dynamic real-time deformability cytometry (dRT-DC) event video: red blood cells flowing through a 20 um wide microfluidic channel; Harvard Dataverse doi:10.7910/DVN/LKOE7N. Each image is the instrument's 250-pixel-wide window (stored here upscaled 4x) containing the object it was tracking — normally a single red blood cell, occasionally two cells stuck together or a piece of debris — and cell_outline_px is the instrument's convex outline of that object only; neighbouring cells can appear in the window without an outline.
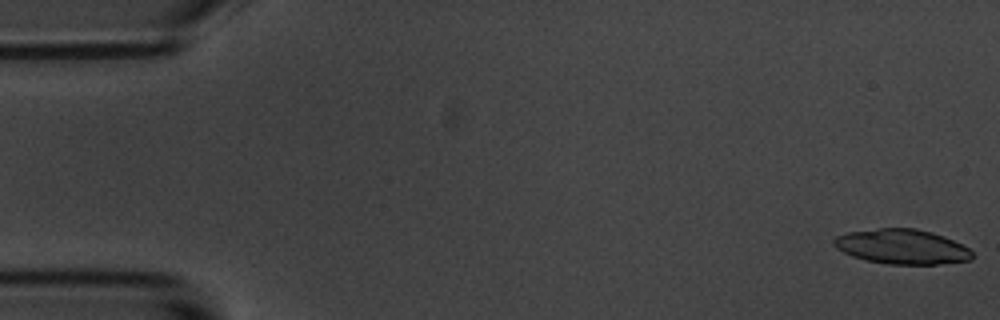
{"species": "common noctule bat (a hibernating species)", "species_latin": "Nyctalus noctula", "temperature_condition": "room temperature", "stored_images_in_passage": 55, "camera_frame_rate_fps": 3000, "um_per_image_px": 0.085, "animal": {"sex": "male", "body_mass_g": 20.1, "forearm_length_mm": 53.5}, "frame": {"image": 1, "passage_image": 1, "time_ms": 0.0, "image_size_px": [1000, 320], "cell_outline_px": [[972, 260], [936, 264], [888, 264], [864, 260], [852, 256], [836, 248], [832, 244], [832, 240], [836, 236], [848, 232], [880, 228], [916, 228], [932, 232], [944, 236], [968, 248], [972, 252]], "centroid_in_image_um": [76.64, 20.96], "position_along_channel_um": 8.4, "area_um2": 28.03}}